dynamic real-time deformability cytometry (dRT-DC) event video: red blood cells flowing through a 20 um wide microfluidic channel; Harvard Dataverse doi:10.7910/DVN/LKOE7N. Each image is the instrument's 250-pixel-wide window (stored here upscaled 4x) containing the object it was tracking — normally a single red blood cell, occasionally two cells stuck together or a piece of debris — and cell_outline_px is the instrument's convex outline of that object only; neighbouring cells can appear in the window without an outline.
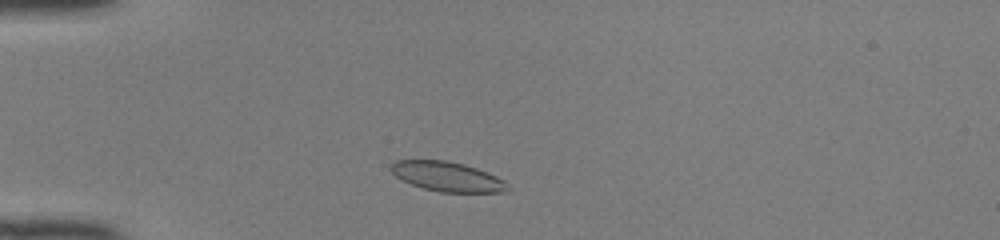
{"species": "common noctule bat (a hibernating species)", "species_latin": "Nyctalus noctula", "temperature_condition": "room temperature", "stored_images_in_passage": 40, "camera_frame_rate_fps": 3000, "um_per_image_px": 0.085, "animal": {"sex": "female", "body_mass_g": 22.0, "forearm_length_mm": 56.7}, "frame": {"image": 1, "passage_image": 4, "time_ms": 1.0, "image_size_px": [1000, 240], "cell_outline_px": [[508, 192], [440, 192], [424, 188], [400, 180], [392, 172], [392, 164], [396, 160], [444, 160], [464, 164], [488, 172], [504, 180], [508, 188]], "centroid_in_image_um": [38.03, 15.01], "position_along_channel_um": 47.0, "area_um2": 20.0}}
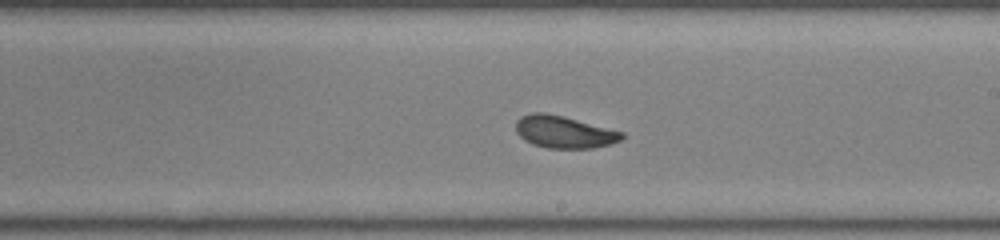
{"frame": {"image": 2, "passage_image": 20, "time_ms": 6.333, "image_size_px": [1000, 240], "cell_outline_px": [[624, 136], [620, 140], [612, 144], [592, 148], [548, 148], [532, 144], [524, 140], [516, 132], [516, 120], [520, 116], [532, 112], [544, 112], [564, 116], [624, 132]], "centroid_in_image_um": [47.93, 11.21], "position_along_channel_um": 241.1, "area_um2": 20.06}}
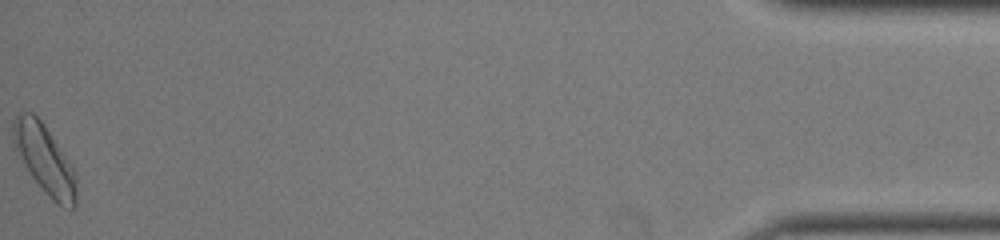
{"frame": {"image": 3, "passage_image": 40, "time_ms": 13.0, "image_size_px": [1000, 240], "cell_outline_px": [[76, 204], [72, 208], [56, 204], [52, 200], [32, 176], [12, 136], [12, 124], [16, 116], [20, 112], [32, 112], [44, 124], [72, 168], [76, 180]], "centroid_in_image_um": [3.81, 13.53], "position_along_channel_um": 431.4, "area_um2": 24.04}, "authors_computed_cell_mechanics": {"area_um2": 20.0566, "velocity_mm_per_s": 4.119, "shape_relaxation_time_tau1_ms": 4.0786, "shape_relaxation_time_tau2_ms": 1.4162, "deformation_change_tau1": 0.1243, "deformation_change_tau2": 0.0535}}